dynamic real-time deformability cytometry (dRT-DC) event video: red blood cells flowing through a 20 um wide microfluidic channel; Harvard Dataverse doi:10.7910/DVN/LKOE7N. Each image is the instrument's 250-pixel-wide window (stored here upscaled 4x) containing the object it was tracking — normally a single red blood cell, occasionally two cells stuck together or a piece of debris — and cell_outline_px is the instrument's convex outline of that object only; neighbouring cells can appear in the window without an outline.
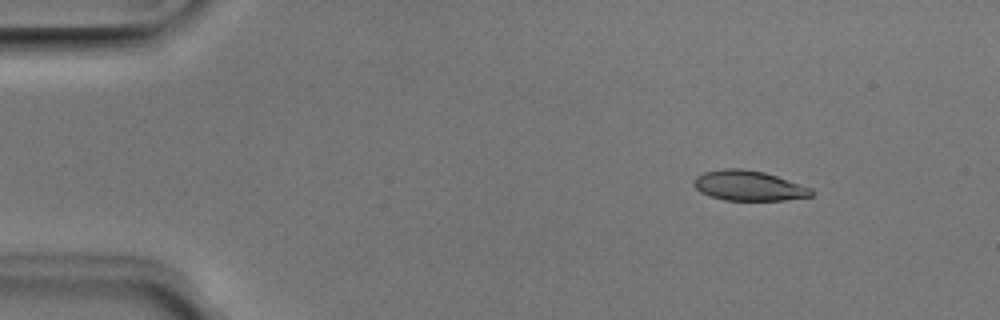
{"species": "Egyptian fruit bat (a non-hibernating species)", "species_latin": "Rousettus aegyptiacus", "temperature_condition": "room temperature", "stored_images_in_passage": 51, "camera_frame_rate_fps": 3000, "um_per_image_px": 0.085, "animal": {"sex": "male"}, "frame": {"image": 1, "passage_image": 6, "time_ms": 1.667, "image_size_px": [1000, 320], "cell_outline_px": [[816, 192], [812, 196], [784, 200], [724, 200], [700, 192], [692, 184], [692, 180], [696, 176], [704, 172], [724, 168], [744, 168], [764, 172], [812, 188]], "centroid_in_image_um": [63.63, 15.78], "position_along_channel_um": 21.4, "area_um2": 20.69}}
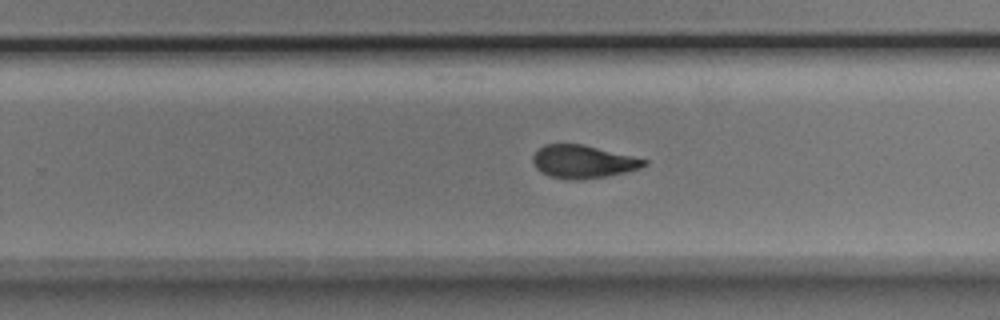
{"frame": {"image": 2, "passage_image": 32, "time_ms": 10.333, "image_size_px": [1000, 320], "cell_outline_px": [[648, 164], [640, 168], [624, 172], [604, 176], [576, 180], [568, 180], [548, 176], [540, 172], [536, 168], [532, 160], [532, 156], [544, 144], [584, 144], [648, 160]], "centroid_in_image_um": [49.52, 13.74], "position_along_channel_um": 280.3, "area_um2": 21.33}}
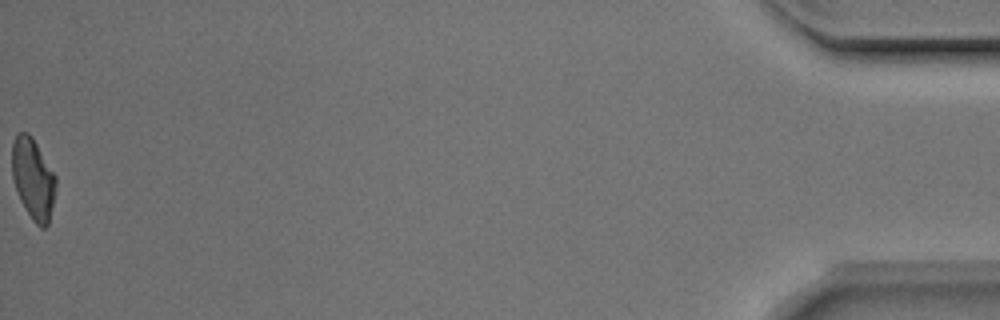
{"frame": {"image": 3, "passage_image": 51, "time_ms": 16.667, "image_size_px": [1000, 320], "cell_outline_px": [[56, 184], [48, 224], [44, 228], [40, 228], [32, 220], [20, 200], [12, 176], [12, 144], [16, 136], [20, 132], [28, 132], [32, 136], [56, 176]], "centroid_in_image_um": [2.81, 15.18], "position_along_channel_um": 432.4, "area_um2": 20.46}, "authors_computed_cell_mechanics": {"area_um2": 21.386, "velocity_mm_per_s": 3.9695, "shape_relaxation_time_tau1_ms": 3.5838, "shape_relaxation_time_tau2_ms": 1.961, "deformation_change_tau1": 0.1555, "deformation_change_tau2": 0.0784}}